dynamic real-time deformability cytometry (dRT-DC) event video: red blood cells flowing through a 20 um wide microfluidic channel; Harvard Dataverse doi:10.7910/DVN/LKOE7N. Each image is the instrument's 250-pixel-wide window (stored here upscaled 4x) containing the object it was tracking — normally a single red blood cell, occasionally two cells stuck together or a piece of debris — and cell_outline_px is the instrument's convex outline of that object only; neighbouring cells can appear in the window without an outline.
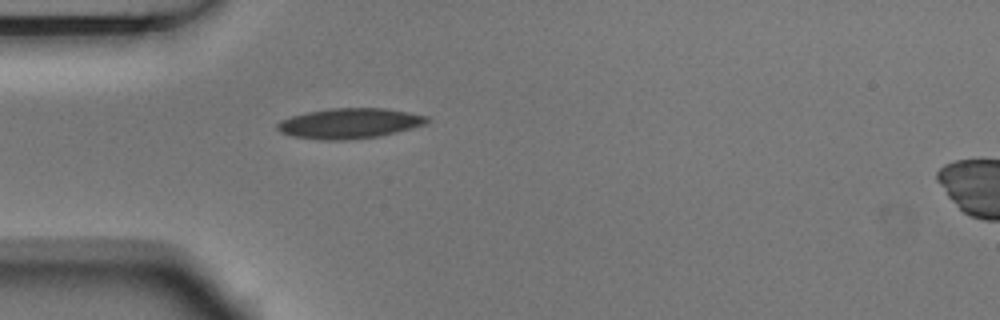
{"species": "Egyptian fruit bat (a non-hibernating species)", "species_latin": "Rousettus aegyptiacus", "temperature_condition": "room temperature", "stored_images_in_passage": 4, "camera_frame_rate_fps": 3000, "um_per_image_px": 0.085, "animal": {"sex": "male"}, "frame": {"image": 1, "passage_image": 4, "time_ms": 1.0, "image_size_px": [1000, 320], "cell_outline_px": [[432, 120], [424, 124], [396, 132], [376, 136], [344, 140], [324, 140], [292, 136], [280, 132], [276, 128], [276, 124], [280, 120], [292, 116], [308, 112], [328, 108], [388, 108], [428, 116]], "centroid_in_image_um": [29.7, 10.47], "position_along_channel_um": 55.3, "area_um2": 26.3}}